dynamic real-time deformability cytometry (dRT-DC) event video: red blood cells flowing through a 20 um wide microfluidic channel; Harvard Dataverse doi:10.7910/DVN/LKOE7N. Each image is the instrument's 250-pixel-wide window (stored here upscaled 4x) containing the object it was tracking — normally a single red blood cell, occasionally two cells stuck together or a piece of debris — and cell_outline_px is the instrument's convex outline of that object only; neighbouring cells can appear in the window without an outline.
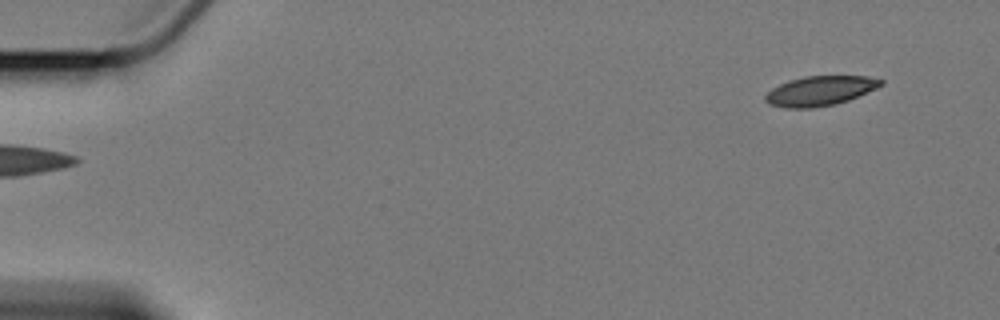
{"species": "Egyptian fruit bat (a non-hibernating species)", "species_latin": "Rousettus aegyptiacus", "temperature_condition": "cold", "stored_images_in_passage": 2, "camera_frame_rate_fps": 3000, "um_per_image_px": 0.085, "animal": {"sex": "female"}, "frame": {"image": 1, "passage_image": 2, "time_ms": 1.333, "image_size_px": [1000, 320], "cell_outline_px": [[884, 84], [876, 88], [848, 100], [836, 104], [812, 108], [788, 108], [768, 104], [764, 100], [764, 96], [772, 88], [788, 80], [804, 76], [868, 76], [884, 80]], "centroid_in_image_um": [69.69, 7.72], "position_along_channel_um": 15.3, "area_um2": 20.0}}